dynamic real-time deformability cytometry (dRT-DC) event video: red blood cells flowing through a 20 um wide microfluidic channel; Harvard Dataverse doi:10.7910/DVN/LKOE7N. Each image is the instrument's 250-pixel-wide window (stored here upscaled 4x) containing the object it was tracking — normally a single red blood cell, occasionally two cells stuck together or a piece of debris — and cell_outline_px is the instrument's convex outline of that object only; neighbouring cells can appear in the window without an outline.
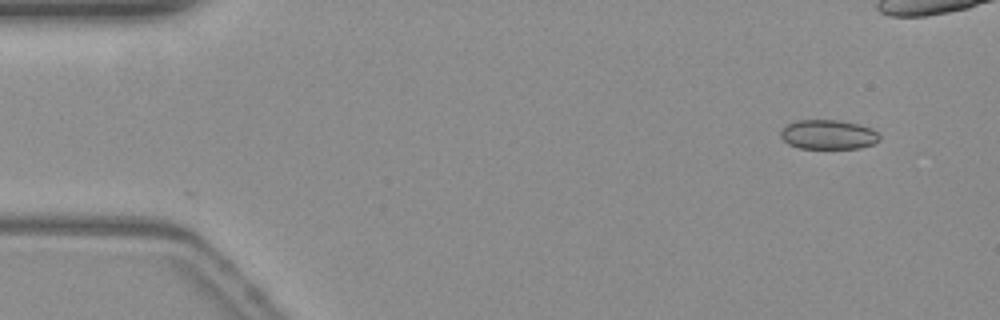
{"species": "common noctule bat (a hibernating species)", "species_latin": "Nyctalus noctula", "temperature_condition": "warm", "stored_images_in_passage": 12, "camera_frame_rate_fps": 3000, "um_per_image_px": 0.085, "animal": {"sex": "female", "body_mass_g": 19.3, "forearm_length_mm": 54.1}, "frame": {"image": 1, "passage_image": 1, "time_ms": 0.0, "image_size_px": [1000, 320], "cell_outline_px": [[880, 140], [872, 144], [860, 148], [800, 148], [788, 144], [780, 136], [780, 132], [788, 124], [796, 120], [836, 120], [856, 124], [872, 128], [880, 136]], "centroid_in_image_um": [70.4, 11.44], "position_along_channel_um": 14.6, "area_um2": 16.82}}